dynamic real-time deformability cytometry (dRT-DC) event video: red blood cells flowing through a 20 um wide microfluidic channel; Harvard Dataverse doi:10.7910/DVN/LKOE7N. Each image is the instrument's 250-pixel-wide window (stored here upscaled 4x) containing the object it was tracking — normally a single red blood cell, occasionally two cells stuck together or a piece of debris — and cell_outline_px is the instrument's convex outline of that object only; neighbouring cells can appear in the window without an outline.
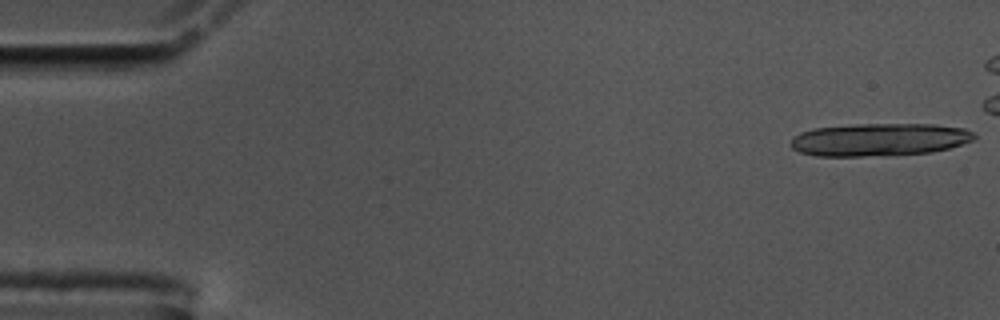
{"species": "common noctule bat (a hibernating species)", "species_latin": "Nyctalus noctula", "temperature_condition": "cold", "stored_images_in_passage": 18, "camera_frame_rate_fps": 3000, "um_per_image_px": 0.085, "animal": {"sex": "male", "body_mass_g": 17.5, "forearm_length_mm": 52.3}, "frame": {"image": 1, "passage_image": 1, "time_ms": 0.0, "image_size_px": [1000, 320], "cell_outline_px": [[976, 136], [972, 140], [948, 148], [932, 152], [864, 156], [816, 156], [800, 152], [792, 148], [788, 144], [792, 136], [800, 132], [812, 128], [856, 124], [936, 124], [964, 128], [972, 132]], "centroid_in_image_um": [74.67, 11.85], "position_along_channel_um": 10.3, "area_um2": 35.08}}